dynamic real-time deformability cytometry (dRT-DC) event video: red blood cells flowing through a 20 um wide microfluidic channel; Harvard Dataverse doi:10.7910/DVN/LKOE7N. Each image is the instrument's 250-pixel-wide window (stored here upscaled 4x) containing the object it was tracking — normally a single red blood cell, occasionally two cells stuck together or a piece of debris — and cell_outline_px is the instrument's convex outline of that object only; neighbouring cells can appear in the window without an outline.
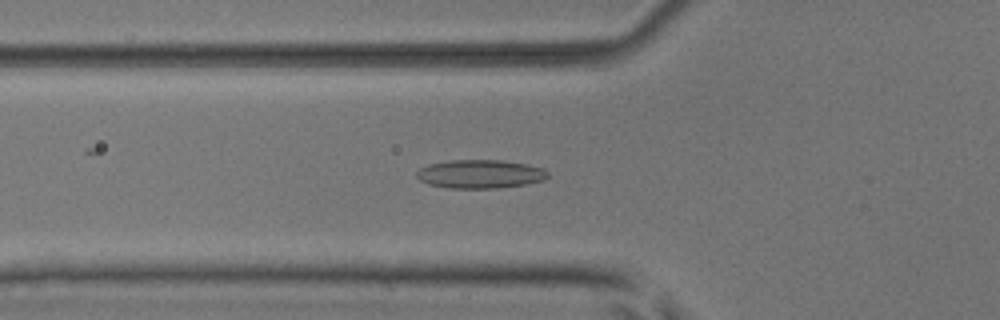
{"species": "common noctule bat (a hibernating species)", "species_latin": "Nyctalus noctula", "temperature_condition": "room temperature", "stored_images_in_passage": 52, "camera_frame_rate_fps": 3000, "um_per_image_px": 0.085, "animal": {"sex": "male", "body_mass_g": 17.9, "forearm_length_mm": 54.2}, "frame": {"image": 1, "passage_image": 19, "time_ms": 6.0, "image_size_px": [1000, 320], "cell_outline_px": [[548, 176], [544, 180], [524, 184], [496, 188], [448, 188], [428, 184], [420, 180], [416, 176], [416, 172], [420, 168], [428, 164], [452, 160], [504, 160], [528, 164], [544, 168], [548, 172]], "centroid_in_image_um": [40.81, 14.78], "position_along_channel_um": 85.0, "area_um2": 21.91}}
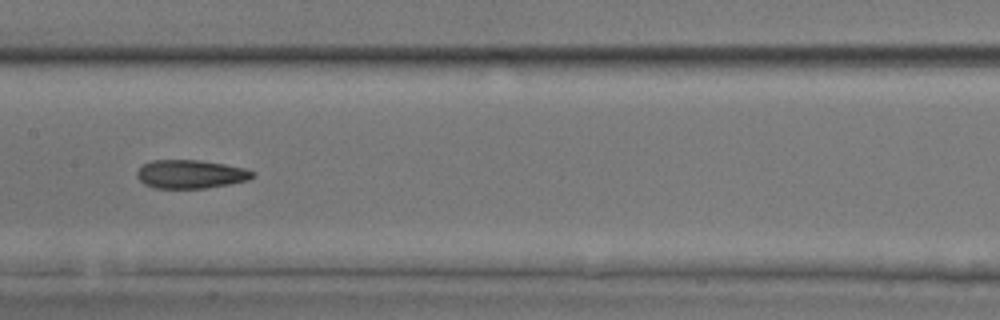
{"frame": {"image": 2, "passage_image": 27, "time_ms": 8.667, "image_size_px": [1000, 320], "cell_outline_px": [[256, 176], [248, 180], [228, 184], [204, 188], [156, 188], [144, 184], [136, 176], [136, 172], [144, 164], [152, 160], [200, 160], [224, 164], [244, 168], [256, 172]], "centroid_in_image_um": [16.22, 14.8], "position_along_channel_um": 191.2, "area_um2": 19.19}}
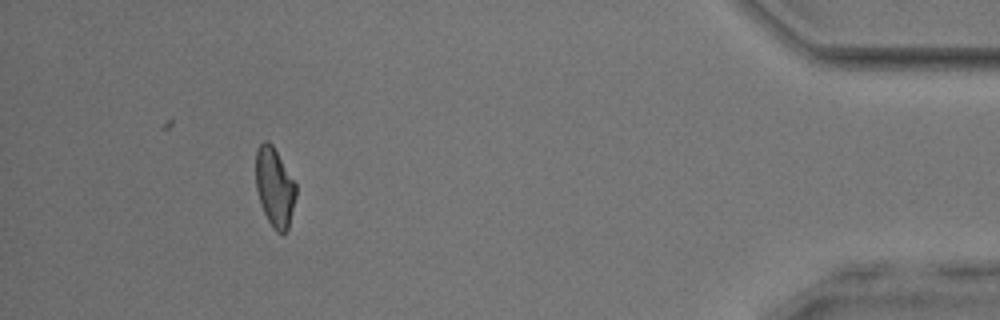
{"frame": {"image": 3, "passage_image": 48, "time_ms": 15.667, "image_size_px": [1000, 320], "cell_outline_px": [[296, 196], [288, 228], [284, 232], [276, 232], [272, 228], [260, 204], [256, 188], [256, 148], [264, 140], [268, 140], [272, 144], [296, 184]], "centroid_in_image_um": [23.33, 15.9], "position_along_channel_um": 411.9, "area_um2": 18.44}, "authors_computed_cell_mechanics": {"area_um2": 19.4786, "velocity_mm_per_s": 3.9813, "shape_relaxation_time_tau1_ms": null, "shape_relaxation_time_tau2_ms": 2.9911, "deformation_change_tau1": null, "deformation_change_tau2": 0.1027}}